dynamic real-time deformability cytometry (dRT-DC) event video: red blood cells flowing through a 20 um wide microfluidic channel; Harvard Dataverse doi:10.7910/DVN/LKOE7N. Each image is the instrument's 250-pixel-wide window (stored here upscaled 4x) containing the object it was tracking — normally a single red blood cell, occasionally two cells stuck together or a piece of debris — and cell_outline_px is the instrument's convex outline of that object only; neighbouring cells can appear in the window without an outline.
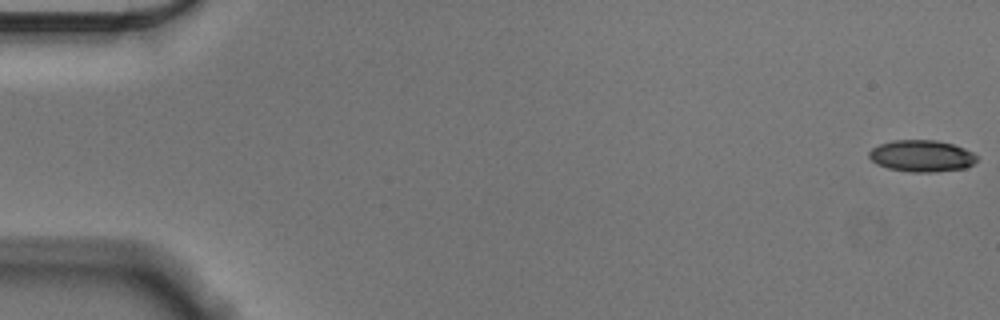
{"species": "Egyptian fruit bat (a non-hibernating species)", "species_latin": "Rousettus aegyptiacus", "temperature_condition": "cold", "stored_images_in_passage": 56, "camera_frame_rate_fps": 3000, "um_per_image_px": 0.085, "animal": {"sex": "male"}, "frame": {"image": 1, "passage_image": 1, "time_ms": 0.0, "image_size_px": [1000, 320], "cell_outline_px": [[976, 160], [972, 164], [964, 168], [936, 172], [912, 172], [888, 168], [876, 164], [868, 156], [868, 152], [872, 148], [880, 144], [892, 140], [936, 140], [952, 144], [964, 148], [972, 152], [976, 156]], "centroid_in_image_um": [78.31, 13.25], "position_along_channel_um": 6.7, "area_um2": 19.83}}
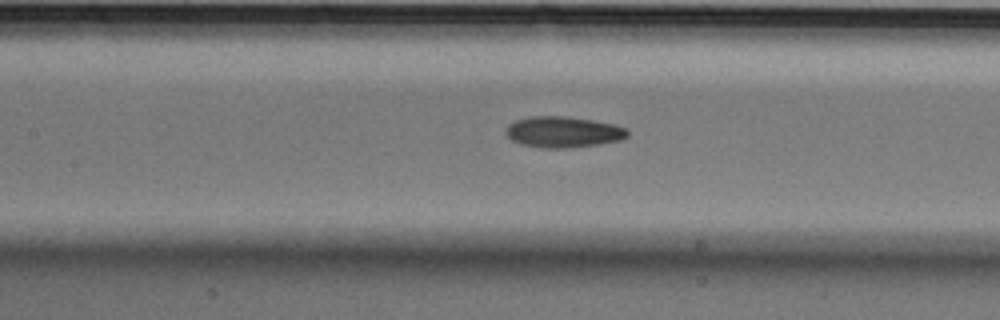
{"frame": {"image": 2, "passage_image": 26, "time_ms": 8.333, "image_size_px": [1000, 320], "cell_outline_px": [[628, 136], [620, 140], [600, 144], [568, 148], [540, 148], [520, 144], [512, 140], [504, 132], [508, 124], [516, 120], [532, 116], [568, 116], [616, 124], [628, 128]], "centroid_in_image_um": [47.88, 11.22], "position_along_channel_um": 159.5, "area_um2": 22.25}}
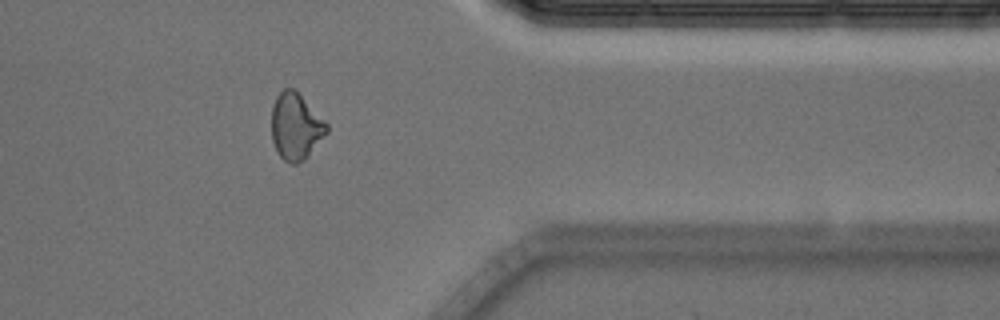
{"frame": {"image": 3, "passage_image": 46, "time_ms": 15.0, "image_size_px": [1000, 320], "cell_outline_px": [[328, 132], [304, 160], [296, 164], [292, 164], [284, 160], [280, 156], [272, 140], [272, 104], [276, 96], [284, 88], [296, 88], [328, 124]], "centroid_in_image_um": [25.14, 10.71], "position_along_channel_um": 386.3, "area_um2": 21.56}, "authors_computed_cell_mechanics": {"area_um2": 20.9814, "velocity_mm_per_s": 3.595, "shape_relaxation_time_tau1_ms": 4.5487, "shape_relaxation_time_tau2_ms": 6.8617, "deformation_change_tau1": 0.1213, "deformation_change_tau2": 0.1422}}